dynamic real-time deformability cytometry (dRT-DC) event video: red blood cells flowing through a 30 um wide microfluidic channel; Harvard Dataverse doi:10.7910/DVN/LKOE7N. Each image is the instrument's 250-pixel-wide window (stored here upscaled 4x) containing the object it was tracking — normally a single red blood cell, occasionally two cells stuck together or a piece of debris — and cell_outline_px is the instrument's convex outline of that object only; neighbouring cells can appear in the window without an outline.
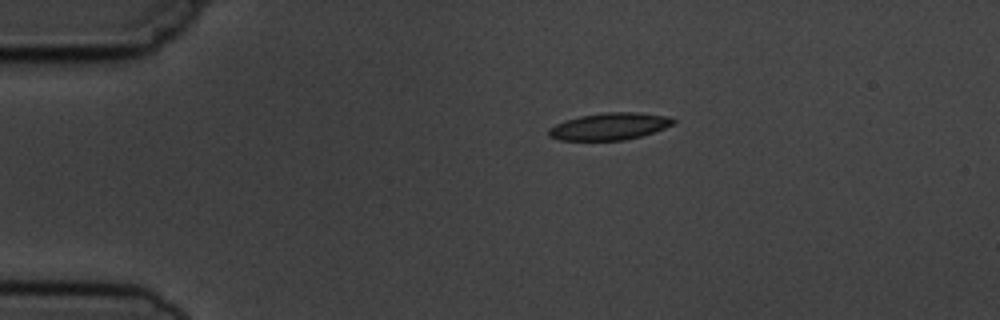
{"species": "common noctule bat (a hibernating species)", "species_latin": "Nyctalus noctula", "temperature_condition": "cold", "stored_images_in_passage": 4, "camera_frame_rate_fps": 3000, "um_per_image_px": 0.085, "animal": {"sex": "male", "body_mass_g": 19.5, "forearm_length_mm": 54.6}, "frame": {"image": 1, "passage_image": 1, "time_ms": 0.0, "image_size_px": [1000, 320], "cell_outline_px": [[676, 124], [640, 136], [624, 140], [560, 140], [548, 136], [548, 128], [564, 120], [580, 116], [604, 112], [636, 112], [668, 116], [676, 120]], "centroid_in_image_um": [51.8, 10.73], "position_along_channel_um": 33.2, "area_um2": 19.65}}
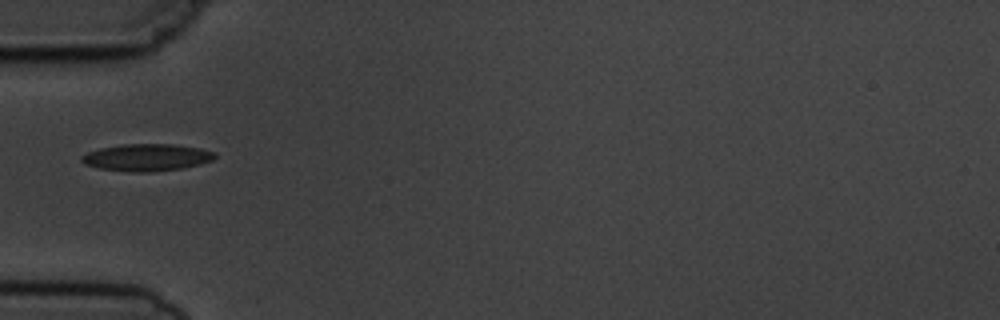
{"frame": {"image": 2, "passage_image": 3, "time_ms": 2.333, "image_size_px": [1000, 320], "cell_outline_px": [[216, 156], [212, 160], [200, 164], [184, 168], [148, 172], [132, 172], [100, 168], [84, 164], [80, 160], [80, 156], [88, 152], [100, 148], [124, 144], [172, 144], [200, 148], [216, 152]], "centroid_in_image_um": [12.48, 13.38], "position_along_channel_um": 72.5, "area_um2": 21.04}}
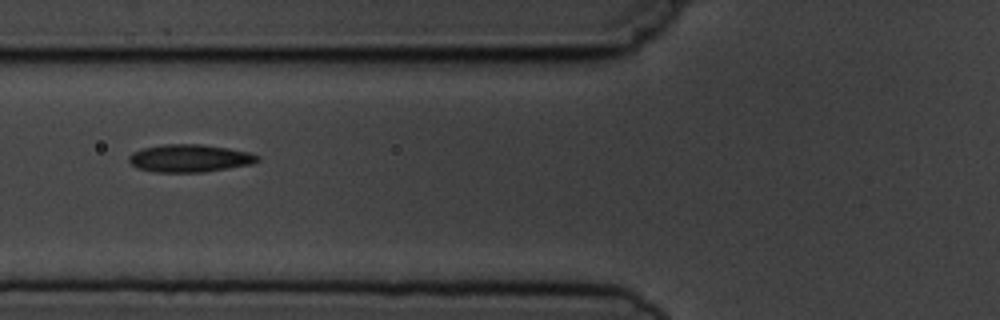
{"frame": {"image": 3, "passage_image": 4, "time_ms": 3.333, "image_size_px": [1000, 320], "cell_outline_px": [[260, 160], [252, 164], [204, 172], [156, 172], [136, 168], [128, 160], [128, 156], [132, 152], [144, 148], [164, 144], [200, 144], [228, 148], [248, 152], [260, 156]], "centroid_in_image_um": [16.12, 13.45], "position_along_channel_um": 109.7, "area_um2": 20.75}}